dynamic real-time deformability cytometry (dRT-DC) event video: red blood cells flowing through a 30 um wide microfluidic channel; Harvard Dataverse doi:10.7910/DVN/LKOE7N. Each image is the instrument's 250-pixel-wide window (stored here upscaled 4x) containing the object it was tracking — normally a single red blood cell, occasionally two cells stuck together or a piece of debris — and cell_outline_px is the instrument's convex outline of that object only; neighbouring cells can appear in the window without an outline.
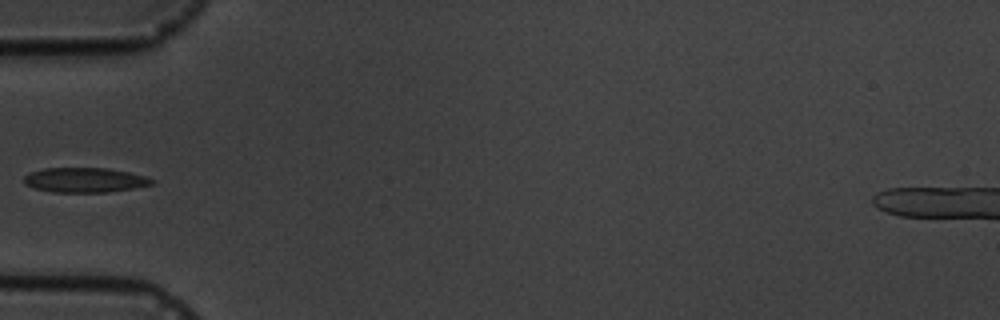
{"species": "common noctule bat (a hibernating species)", "species_latin": "Nyctalus noctula", "temperature_condition": "cold", "stored_images_in_passage": 7, "camera_frame_rate_fps": 3000, "um_per_image_px": 0.085, "animal": {"sex": "male", "body_mass_g": 19.5, "forearm_length_mm": 54.6}, "frame": {"image": 1, "passage_image": 5, "time_ms": 5.667, "image_size_px": [1000, 320], "cell_outline_px": [[156, 180], [152, 184], [132, 188], [108, 192], [52, 192], [36, 188], [24, 184], [24, 176], [28, 172], [44, 168], [108, 168], [148, 176]], "centroid_in_image_um": [7.2, 15.29], "position_along_channel_um": 77.8, "area_um2": 18.5}}
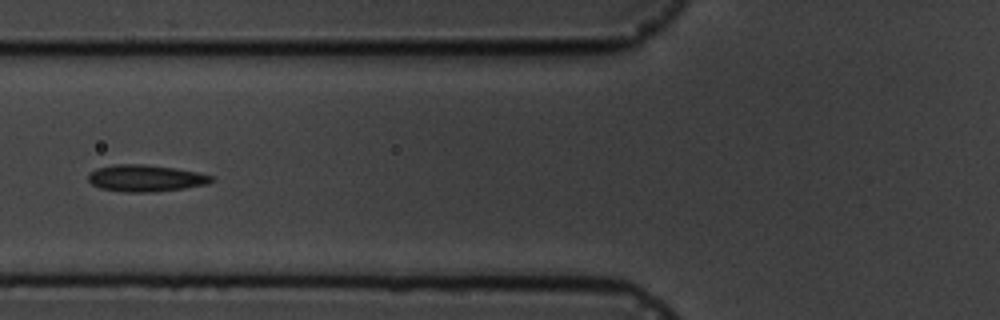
{"frame": {"image": 2, "passage_image": 6, "time_ms": 6.667, "image_size_px": [1000, 320], "cell_outline_px": [[216, 180], [208, 184], [184, 188], [156, 192], [124, 192], [100, 188], [92, 184], [88, 180], [88, 172], [96, 168], [112, 164], [144, 164], [176, 168], [196, 172], [212, 176]], "centroid_in_image_um": [12.36, 15.14], "position_along_channel_um": 113.4, "area_um2": 19.42}}
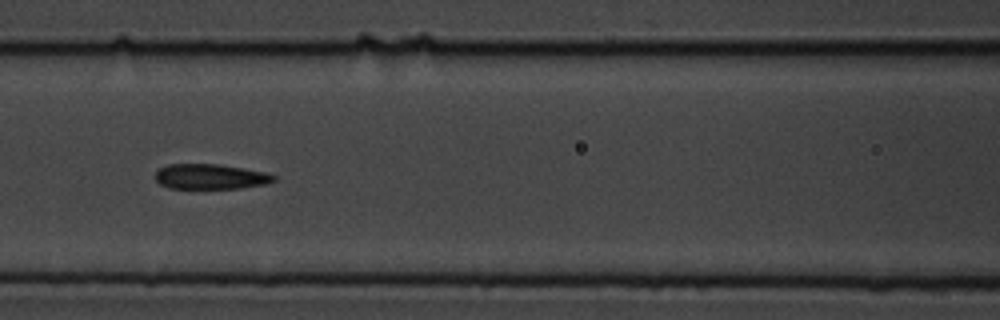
{"frame": {"image": 3, "passage_image": 7, "time_ms": 7.667, "image_size_px": [1000, 320], "cell_outline_px": [[276, 180], [264, 184], [240, 188], [168, 188], [160, 184], [156, 180], [156, 172], [160, 168], [168, 164], [220, 164], [244, 168], [264, 172], [276, 176]], "centroid_in_image_um": [17.88, 15.0], "position_along_channel_um": 148.7, "area_um2": 17.28}}